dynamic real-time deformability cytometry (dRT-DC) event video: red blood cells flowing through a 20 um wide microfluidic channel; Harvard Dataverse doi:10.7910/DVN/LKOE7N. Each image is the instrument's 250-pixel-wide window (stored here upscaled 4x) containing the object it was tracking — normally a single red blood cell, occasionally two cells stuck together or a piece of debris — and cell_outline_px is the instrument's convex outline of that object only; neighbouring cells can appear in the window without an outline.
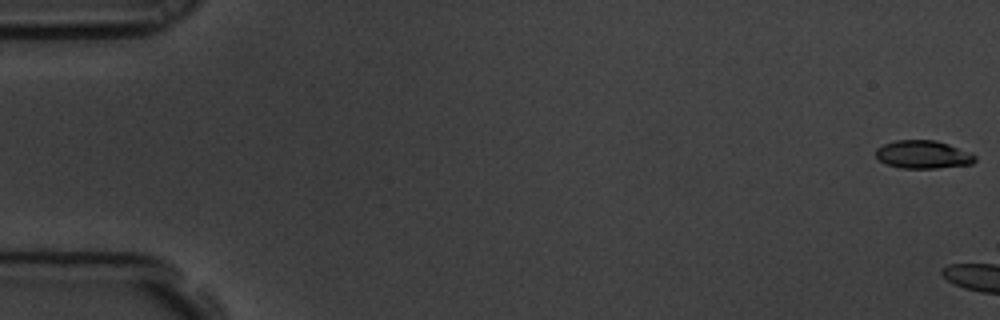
{"species": "common noctule bat (a hibernating species)", "species_latin": "Nyctalus noctula", "temperature_condition": "room temperature", "stored_images_in_passage": 5, "camera_frame_rate_fps": 3000, "um_per_image_px": 0.085, "animal": {"sex": "male", "body_mass_g": 19.5, "forearm_length_mm": 54.6}, "frame": {"image": 1, "passage_image": 1, "time_ms": 0.0, "image_size_px": [1000, 320], "cell_outline_px": [[976, 160], [972, 164], [936, 168], [900, 168], [888, 164], [880, 160], [876, 156], [876, 148], [884, 144], [896, 140], [936, 140], [972, 152], [976, 156]], "centroid_in_image_um": [78.49, 13.13], "position_along_channel_um": 6.5, "area_um2": 16.24}}